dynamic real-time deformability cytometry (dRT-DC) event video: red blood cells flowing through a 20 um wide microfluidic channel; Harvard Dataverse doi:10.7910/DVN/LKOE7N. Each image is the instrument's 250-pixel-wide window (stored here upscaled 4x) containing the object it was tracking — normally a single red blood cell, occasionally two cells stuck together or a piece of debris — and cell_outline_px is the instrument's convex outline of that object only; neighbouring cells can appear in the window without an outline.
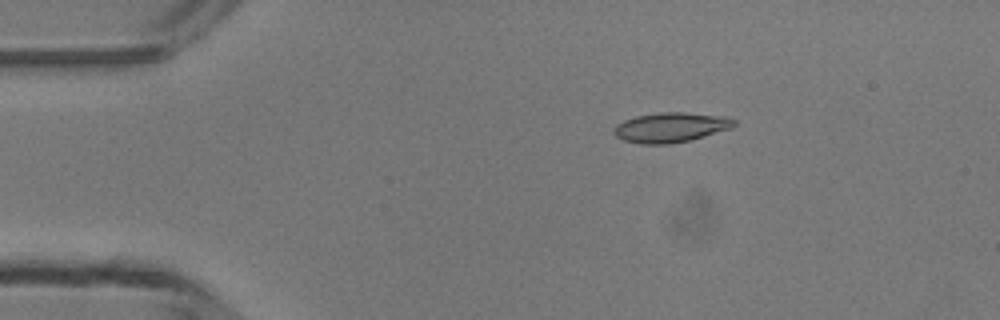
{"species": "common noctule bat (a hibernating species)", "species_latin": "Nyctalus noctula", "temperature_condition": "room temperature", "stored_images_in_passage": 5, "camera_frame_rate_fps": 3000, "um_per_image_px": 0.085, "animal": {"sex": "male", "body_mass_g": 13.3}, "frame": {"image": 1, "passage_image": 3, "time_ms": 2.333, "image_size_px": [1000, 320], "cell_outline_px": [[736, 124], [732, 128], [688, 140], [668, 144], [640, 144], [624, 140], [616, 136], [612, 132], [612, 128], [616, 124], [624, 120], [636, 116], [660, 112], [684, 112], [728, 116], [736, 120]], "centroid_in_image_um": [57.0, 10.81], "position_along_channel_um": 28.0, "area_um2": 20.98}}
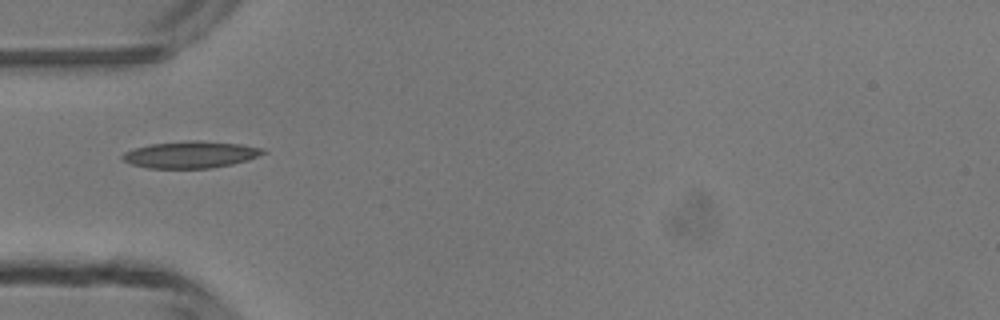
{"frame": {"image": 2, "passage_image": 5, "time_ms": 4.667, "image_size_px": [1000, 320], "cell_outline_px": [[268, 152], [248, 160], [232, 164], [208, 168], [148, 168], [132, 164], [124, 160], [120, 156], [124, 152], [136, 148], [152, 144], [188, 140], [196, 140], [240, 144], [264, 148]], "centroid_in_image_um": [16.24, 13.14], "position_along_channel_um": 68.8, "area_um2": 21.85}}